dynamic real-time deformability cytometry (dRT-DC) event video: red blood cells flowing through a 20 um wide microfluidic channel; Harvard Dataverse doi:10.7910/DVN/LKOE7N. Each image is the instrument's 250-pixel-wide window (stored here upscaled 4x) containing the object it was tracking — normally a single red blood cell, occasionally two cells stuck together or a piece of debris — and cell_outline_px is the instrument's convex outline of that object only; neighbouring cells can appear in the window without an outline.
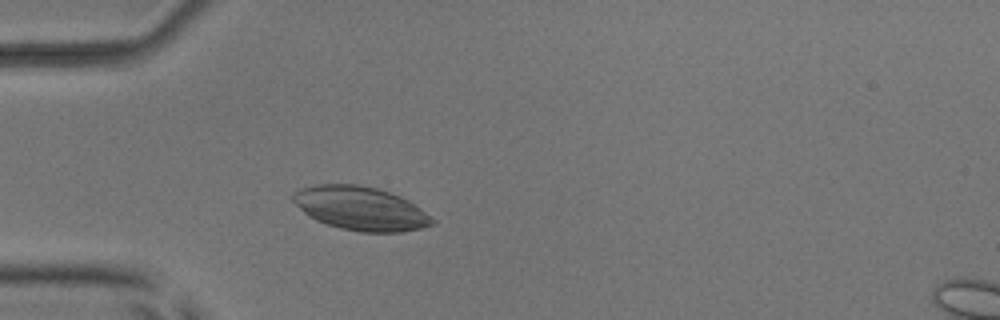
{"species": "common noctule bat (a hibernating species)", "species_latin": "Nyctalus noctula", "temperature_condition": "room temperature", "stored_images_in_passage": 49, "camera_frame_rate_fps": 3000, "um_per_image_px": 0.085, "animal": {"sex": "male", "body_mass_g": 17.9, "forearm_length_mm": 54.2}, "frame": {"image": 1, "passage_image": 12, "time_ms": 3.667, "image_size_px": [1000, 320], "cell_outline_px": [[436, 224], [420, 228], [400, 232], [360, 232], [340, 228], [316, 220], [308, 216], [292, 200], [292, 192], [300, 188], [316, 184], [360, 184], [380, 188], [400, 196], [408, 200], [432, 216], [436, 220]], "centroid_in_image_um": [30.66, 17.7], "position_along_channel_um": 54.3, "area_um2": 35.72}}
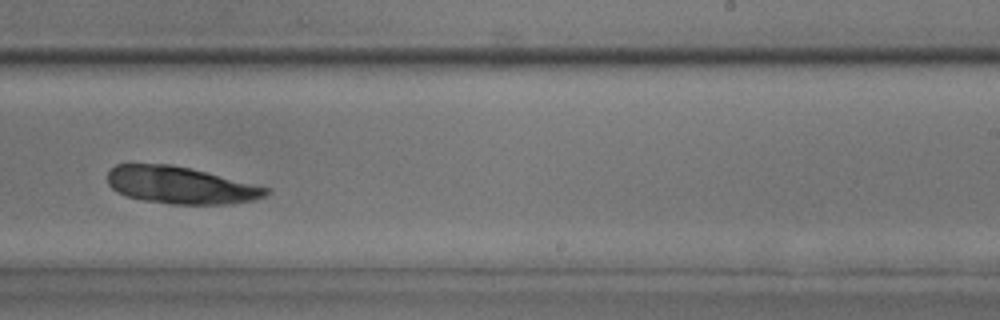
{"frame": {"image": 2, "passage_image": 30, "time_ms": 9.667, "image_size_px": [1000, 320], "cell_outline_px": [[272, 192], [264, 196], [252, 200], [228, 204], [172, 204], [144, 200], [128, 196], [116, 192], [108, 184], [108, 172], [116, 164], [172, 164], [192, 168], [272, 188]], "centroid_in_image_um": [15.38, 15.73], "position_along_channel_um": 273.6, "area_um2": 34.45}}
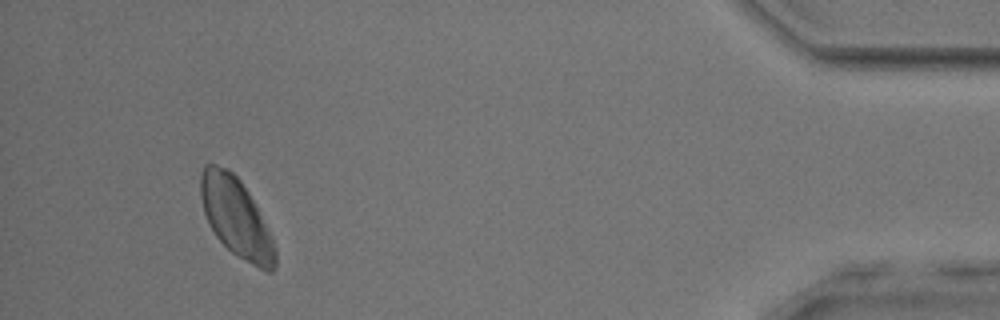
{"frame": {"image": 3, "passage_image": 46, "time_ms": 15.0, "image_size_px": [1000, 320], "cell_outline_px": [[276, 264], [272, 272], [268, 272], [252, 264], [232, 252], [216, 236], [204, 212], [200, 196], [200, 172], [204, 164], [216, 164], [228, 168], [240, 180], [248, 192], [276, 248]], "centroid_in_image_um": [20.03, 18.44], "position_along_channel_um": 415.2, "area_um2": 33.58}}